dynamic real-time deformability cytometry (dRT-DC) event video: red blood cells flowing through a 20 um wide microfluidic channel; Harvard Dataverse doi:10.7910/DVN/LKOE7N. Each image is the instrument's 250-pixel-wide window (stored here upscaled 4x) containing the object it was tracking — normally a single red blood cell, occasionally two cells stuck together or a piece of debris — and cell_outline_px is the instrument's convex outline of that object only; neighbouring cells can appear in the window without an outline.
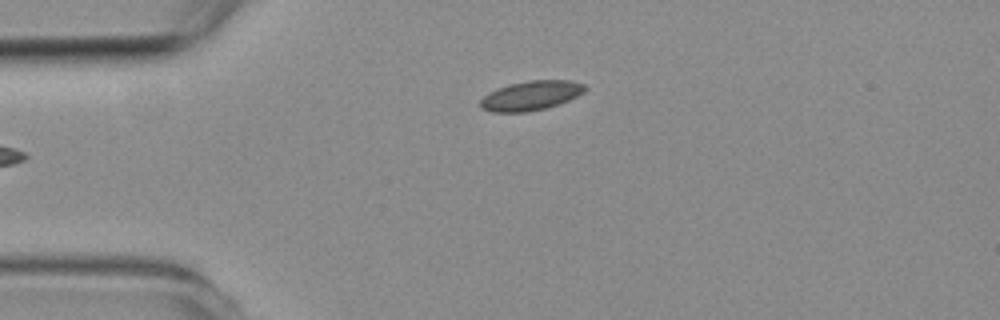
{"species": "common noctule bat (a hibernating species)", "species_latin": "Nyctalus noctula", "temperature_condition": "room temperature", "stored_images_in_passage": 4, "segment_of_instrument_passage": [1, 2], "camera_frame_rate_fps": 3000, "um_per_image_px": 0.085, "animal": {"sex": "female", "body_mass_g": 19.3, "forearm_length_mm": 54.1}, "frame": {"image": 1, "passage_image": 2, "time_ms": 2.0, "image_size_px": [1000, 320], "cell_outline_px": [[588, 88], [584, 92], [568, 100], [544, 108], [524, 112], [492, 112], [480, 108], [480, 100], [488, 92], [496, 88], [528, 80], [568, 80], [584, 84]], "centroid_in_image_um": [45.1, 8.12], "position_along_channel_um": 39.9, "area_um2": 17.8}}